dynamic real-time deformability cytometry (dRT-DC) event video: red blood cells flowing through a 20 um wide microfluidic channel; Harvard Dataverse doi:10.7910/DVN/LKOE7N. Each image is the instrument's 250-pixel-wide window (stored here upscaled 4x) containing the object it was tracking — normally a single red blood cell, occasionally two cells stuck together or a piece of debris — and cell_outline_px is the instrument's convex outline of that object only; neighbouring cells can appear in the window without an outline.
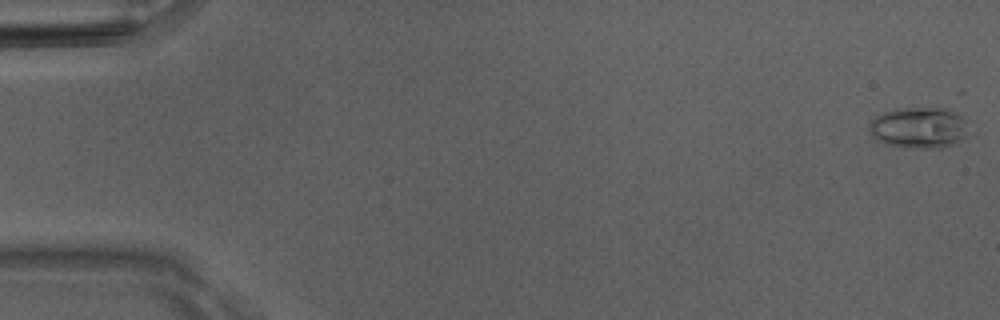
{"species": "Egyptian fruit bat (a non-hibernating species)", "species_latin": "Rousettus aegyptiacus", "temperature_condition": "room temperature", "stored_images_in_passage": 51, "camera_frame_rate_fps": 3000, "um_per_image_px": 0.085, "animal": {"sex": "male"}, "frame": {"image": 1, "passage_image": 1, "time_ms": 0.0, "image_size_px": [1000, 320], "cell_outline_px": [[968, 136], [952, 144], [940, 148], [908, 148], [884, 144], [876, 140], [872, 136], [868, 128], [872, 120], [876, 116], [884, 112], [896, 108], [948, 108], [964, 116], [968, 120]], "centroid_in_image_um": [78.15, 10.85], "position_along_channel_um": 6.9, "area_um2": 24.33}}
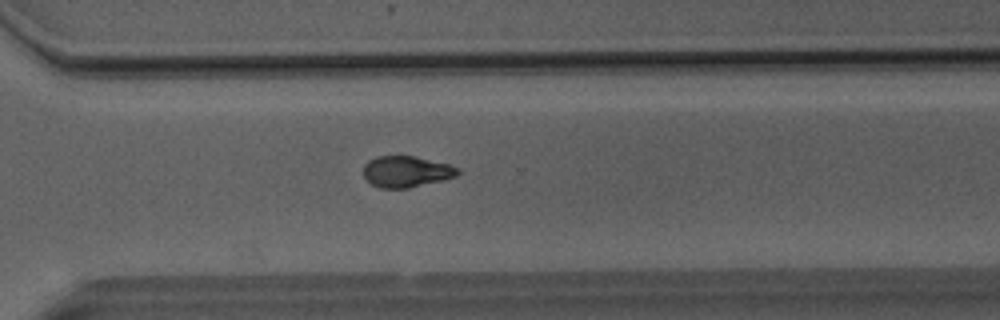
{"frame": {"image": 2, "passage_image": 37, "time_ms": 12.0, "image_size_px": [1000, 320], "cell_outline_px": [[460, 172], [456, 176], [444, 180], [408, 188], [380, 188], [372, 184], [364, 176], [364, 164], [368, 160], [376, 156], [412, 156], [448, 164], [460, 168]], "centroid_in_image_um": [34.54, 14.59], "position_along_channel_um": 336.1, "area_um2": 17.11}}
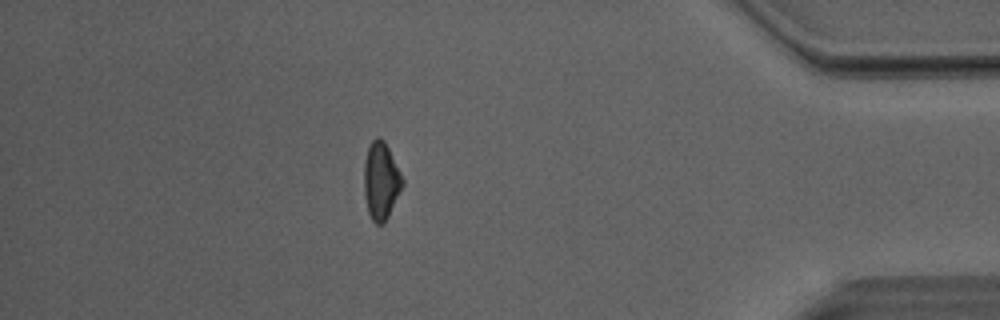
{"frame": {"image": 3, "passage_image": 45, "time_ms": 14.667, "image_size_px": [1000, 320], "cell_outline_px": [[404, 184], [388, 216], [380, 224], [376, 224], [372, 220], [368, 212], [364, 196], [364, 160], [368, 148], [372, 140], [376, 136], [380, 136], [384, 140], [404, 180]], "centroid_in_image_um": [32.37, 15.34], "position_along_channel_um": 402.8, "area_um2": 17.22}, "authors_computed_cell_mechanics": {"area_um2": 17.7446, "velocity_mm_per_s": 4.0683, "shape_relaxation_time_tau1_ms": 3.9009, "shape_relaxation_time_tau2_ms": 3.2773, "deformation_change_tau1": 0.1706, "deformation_change_tau2": 0.084}}